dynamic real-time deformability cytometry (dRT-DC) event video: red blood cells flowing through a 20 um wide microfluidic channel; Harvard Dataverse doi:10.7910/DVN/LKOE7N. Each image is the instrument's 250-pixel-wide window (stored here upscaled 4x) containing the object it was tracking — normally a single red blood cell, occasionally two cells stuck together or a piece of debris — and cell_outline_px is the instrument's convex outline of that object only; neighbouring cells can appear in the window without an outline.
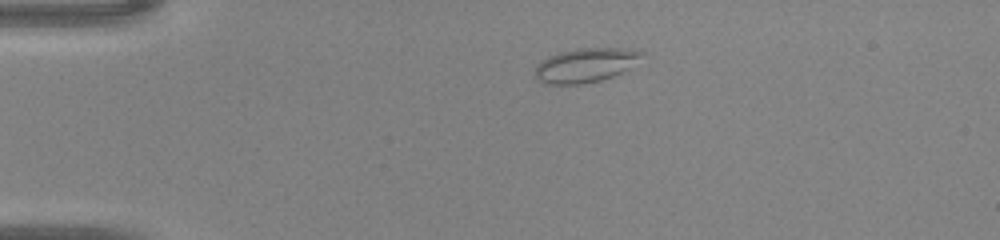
{"species": "common noctule bat (a hibernating species)", "species_latin": "Nyctalus noctula", "temperature_condition": "warm", "stored_images_in_passage": 37, "camera_frame_rate_fps": 3000, "um_per_image_px": 0.085, "animal": {"sex": "male", "body_mass_g": 20.0, "forearm_length_mm": 53.3}, "frame": {"image": 1, "passage_image": 1, "time_ms": 0.0, "image_size_px": [1000, 240], "cell_outline_px": [[648, 56], [628, 68], [612, 76], [600, 80], [580, 84], [544, 84], [536, 80], [536, 64], [540, 60], [548, 56], [560, 52], [576, 48], [624, 48], [644, 52]], "centroid_in_image_um": [49.78, 5.53], "position_along_channel_um": 35.2, "area_um2": 21.44}}
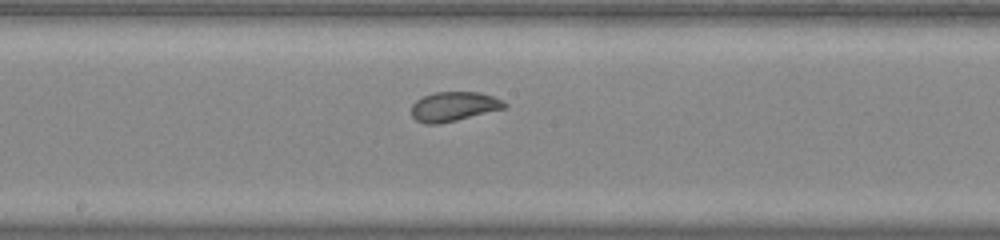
{"frame": {"image": 2, "passage_image": 16, "time_ms": 5.0, "image_size_px": [1000, 240], "cell_outline_px": [[508, 108], [440, 124], [424, 124], [416, 120], [412, 116], [412, 104], [416, 100], [424, 96], [436, 92], [480, 92], [504, 100], [508, 104]], "centroid_in_image_um": [38.62, 9.06], "position_along_channel_um": 209.6, "area_um2": 16.18}}
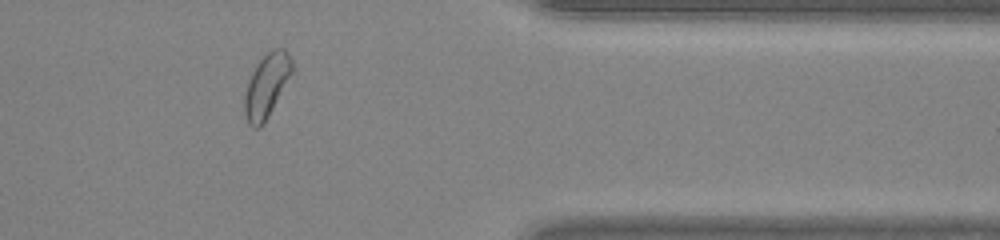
{"frame": {"image": 3, "passage_image": 29, "time_ms": 9.333, "image_size_px": [1000, 240], "cell_outline_px": [[296, 68], [268, 116], [260, 128], [252, 128], [248, 124], [244, 112], [244, 96], [248, 80], [256, 64], [272, 48], [284, 48], [288, 52]], "centroid_in_image_um": [22.69, 7.26], "position_along_channel_um": 388.7, "area_um2": 17.86}}